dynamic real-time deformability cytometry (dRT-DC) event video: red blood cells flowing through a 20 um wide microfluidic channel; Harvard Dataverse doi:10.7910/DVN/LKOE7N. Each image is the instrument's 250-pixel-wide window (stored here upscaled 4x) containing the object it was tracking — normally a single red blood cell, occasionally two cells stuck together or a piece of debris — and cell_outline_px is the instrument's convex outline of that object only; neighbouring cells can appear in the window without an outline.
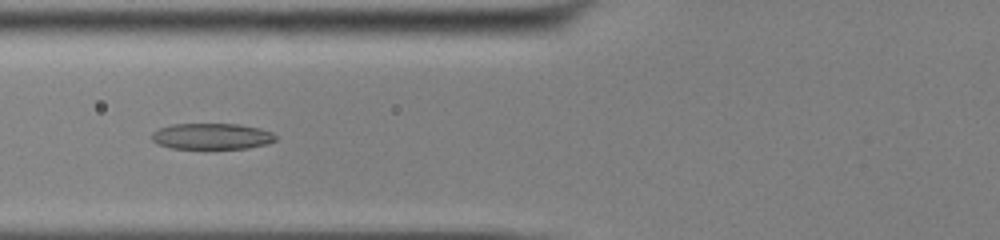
{"species": "common noctule bat (a hibernating species)", "species_latin": "Nyctalus noctula", "temperature_condition": "cold", "stored_images_in_passage": 50, "camera_frame_rate_fps": 3000, "um_per_image_px": 0.085, "animal": {"sex": "male", "body_mass_g": 13.0, "forearm_length_mm": 53.1}, "frame": {"image": 1, "passage_image": 19, "time_ms": 6.0, "image_size_px": [1000, 240], "cell_outline_px": [[276, 140], [268, 144], [248, 148], [172, 148], [160, 144], [152, 140], [152, 132], [160, 128], [172, 124], [240, 124], [260, 128], [272, 132], [276, 136]], "centroid_in_image_um": [18.04, 11.58], "position_along_channel_um": 107.8, "area_um2": 18.73}}
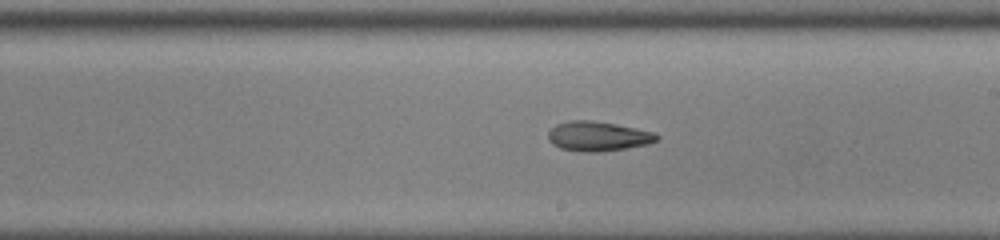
{"frame": {"image": 2, "passage_image": 29, "time_ms": 9.333, "image_size_px": [1000, 240], "cell_outline_px": [[660, 136], [656, 140], [648, 144], [600, 152], [584, 152], [560, 148], [552, 144], [548, 140], [548, 132], [556, 124], [568, 120], [592, 120], [616, 124], [656, 132]], "centroid_in_image_um": [50.81, 11.57], "position_along_channel_um": 238.2, "area_um2": 18.84}}
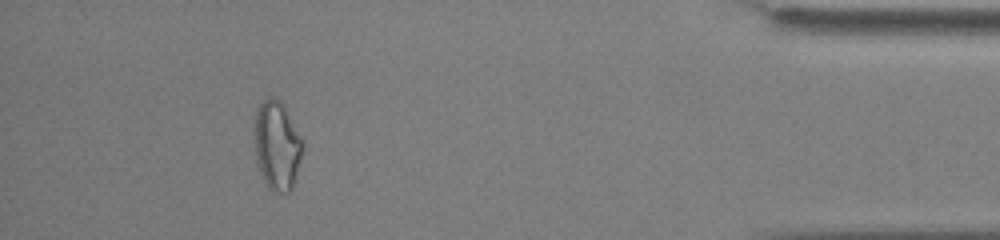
{"frame": {"image": 3, "passage_image": 46, "time_ms": 15.0, "image_size_px": [1000, 240], "cell_outline_px": [[304, 144], [292, 188], [288, 192], [272, 192], [268, 188], [264, 180], [256, 156], [256, 108], [264, 100], [272, 96], [276, 96], [284, 104], [304, 140]], "centroid_in_image_um": [23.58, 12.32], "position_along_channel_um": 411.6, "area_um2": 24.74}, "authors_computed_cell_mechanics": {"area_um2": 21.097, "velocity_mm_per_s": 3.9098, "shape_relaxation_time_tau1_ms": null, "shape_relaxation_time_tau2_ms": 4.4606, "deformation_change_tau1": null, "deformation_change_tau2": 0.1404}}